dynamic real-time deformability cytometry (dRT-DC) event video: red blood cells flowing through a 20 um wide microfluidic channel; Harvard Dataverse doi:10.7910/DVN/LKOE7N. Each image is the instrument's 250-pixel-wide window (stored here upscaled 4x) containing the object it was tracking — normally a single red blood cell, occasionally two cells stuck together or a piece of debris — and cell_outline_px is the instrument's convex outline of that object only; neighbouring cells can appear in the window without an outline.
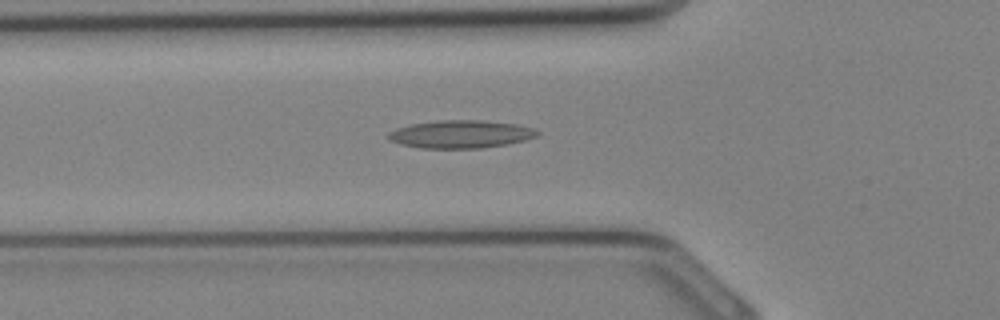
{"species": "Egyptian fruit bat (a non-hibernating species)", "species_latin": "Rousettus aegyptiacus", "temperature_condition": "cold", "stored_images_in_passage": 33, "segment_of_instrument_passage": [1, 2], "camera_frame_rate_fps": 3000, "um_per_image_px": 0.085, "animal": {"sex": "female"}, "frame": {"image": 1, "passage_image": 10, "time_ms": 3.0, "image_size_px": [1000, 320], "cell_outline_px": [[540, 132], [536, 136], [524, 140], [508, 144], [480, 148], [420, 148], [400, 144], [388, 140], [384, 136], [388, 132], [396, 128], [408, 124], [440, 120], [480, 120], [516, 124], [532, 128]], "centroid_in_image_um": [39.08, 11.4], "position_along_channel_um": 86.7, "area_um2": 24.33}}
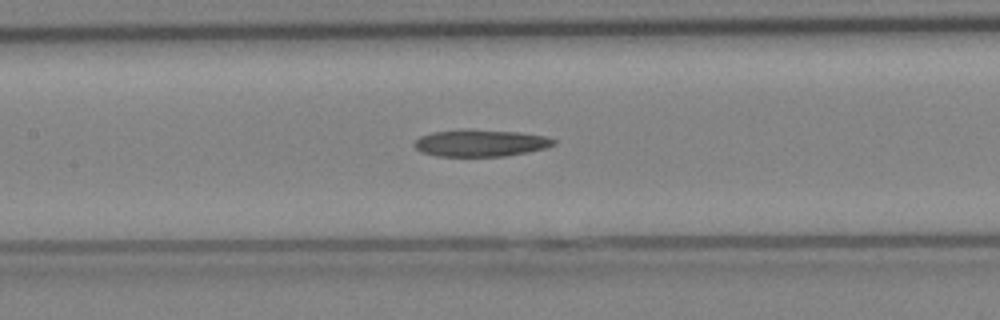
{"frame": {"image": 2, "passage_image": 14, "time_ms": 4.333, "image_size_px": [1000, 320], "cell_outline_px": [[556, 144], [548, 148], [528, 152], [504, 156], [436, 156], [424, 152], [416, 148], [412, 144], [420, 136], [432, 132], [464, 128], [520, 132], [544, 136], [556, 140]], "centroid_in_image_um": [40.86, 12.14], "position_along_channel_um": 166.5, "area_um2": 22.14}}
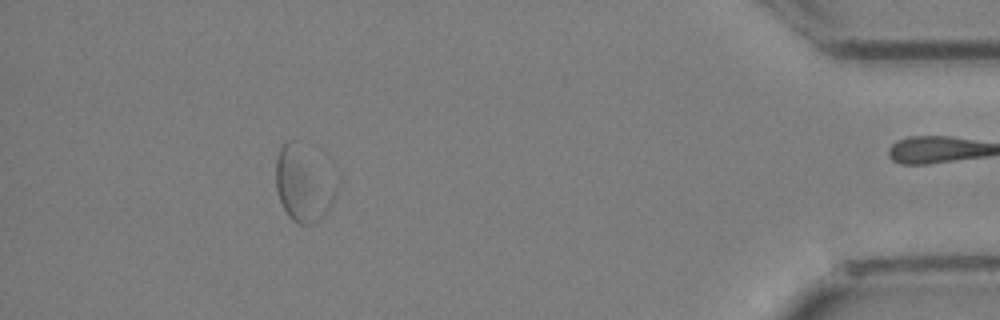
{"frame": {"image": 3, "passage_image": 29, "time_ms": 9.333, "image_size_px": [1000, 320], "cell_outline_px": [[340, 180], [332, 204], [324, 216], [320, 220], [312, 224], [300, 224], [292, 220], [288, 216], [280, 200], [276, 188], [276, 156], [280, 148], [288, 140], [292, 140]], "centroid_in_image_um": [25.81, 15.69], "position_along_channel_um": 409.4, "area_um2": 26.3}}